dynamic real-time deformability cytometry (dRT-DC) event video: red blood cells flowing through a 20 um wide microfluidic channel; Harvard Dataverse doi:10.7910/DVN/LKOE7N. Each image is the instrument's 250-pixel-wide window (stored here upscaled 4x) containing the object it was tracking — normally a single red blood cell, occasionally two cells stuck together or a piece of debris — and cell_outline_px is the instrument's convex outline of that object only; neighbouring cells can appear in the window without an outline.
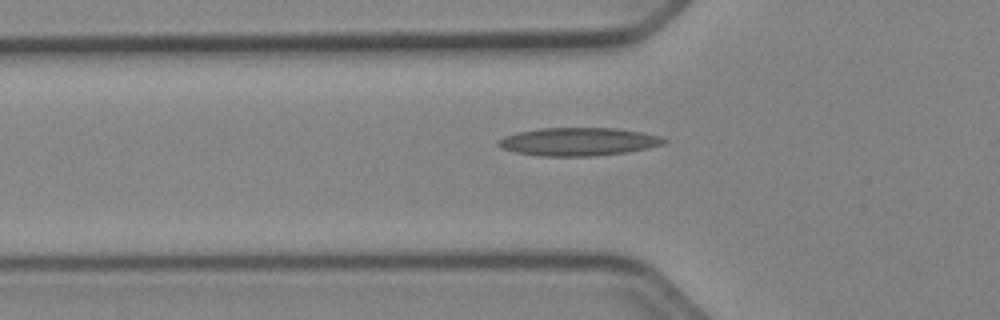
{"species": "Egyptian fruit bat (a non-hibernating species)", "species_latin": "Rousettus aegyptiacus", "temperature_condition": "cold", "stored_images_in_passage": 38, "camera_frame_rate_fps": 3000, "um_per_image_px": 0.085, "animal": {"sex": "female"}, "frame": {"image": 1, "passage_image": 6, "time_ms": 1.667, "image_size_px": [1000, 320], "cell_outline_px": [[668, 140], [664, 144], [648, 148], [624, 152], [592, 156], [540, 156], [516, 152], [500, 148], [496, 144], [504, 136], [516, 132], [540, 128], [616, 128], [640, 132], [660, 136]], "centroid_in_image_um": [49.14, 12.04], "position_along_channel_um": 76.7, "area_um2": 27.05}}
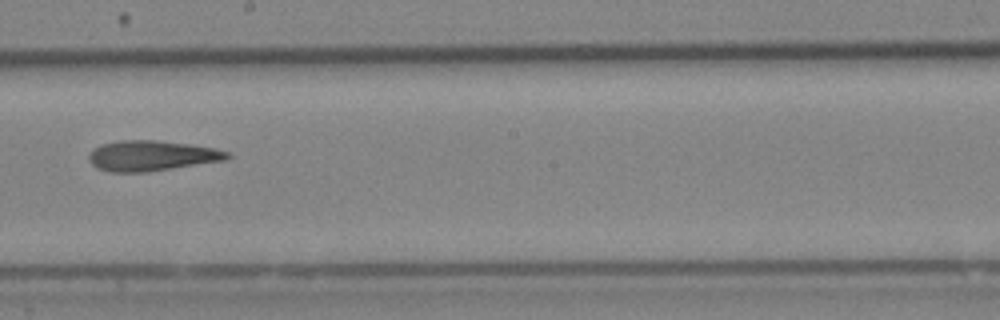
{"frame": {"image": 2, "passage_image": 18, "time_ms": 5.667, "image_size_px": [1000, 320], "cell_outline_px": [[232, 156], [228, 160], [144, 172], [112, 172], [96, 168], [88, 160], [88, 156], [100, 144], [120, 140], [156, 140], [188, 144], [216, 148], [232, 152]], "centroid_in_image_um": [12.94, 13.23], "position_along_channel_um": 235.3, "area_um2": 24.57}}
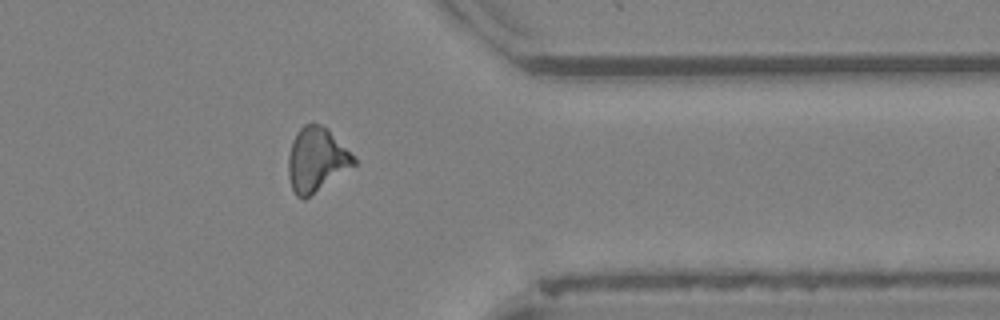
{"frame": {"image": 3, "passage_image": 30, "time_ms": 9.667, "image_size_px": [1000, 320], "cell_outline_px": [[356, 164], [304, 200], [296, 196], [292, 188], [288, 176], [288, 156], [292, 140], [296, 132], [304, 124], [312, 120], [328, 128], [356, 156]], "centroid_in_image_um": [26.9, 13.53], "position_along_channel_um": 384.5, "area_um2": 24.91}}